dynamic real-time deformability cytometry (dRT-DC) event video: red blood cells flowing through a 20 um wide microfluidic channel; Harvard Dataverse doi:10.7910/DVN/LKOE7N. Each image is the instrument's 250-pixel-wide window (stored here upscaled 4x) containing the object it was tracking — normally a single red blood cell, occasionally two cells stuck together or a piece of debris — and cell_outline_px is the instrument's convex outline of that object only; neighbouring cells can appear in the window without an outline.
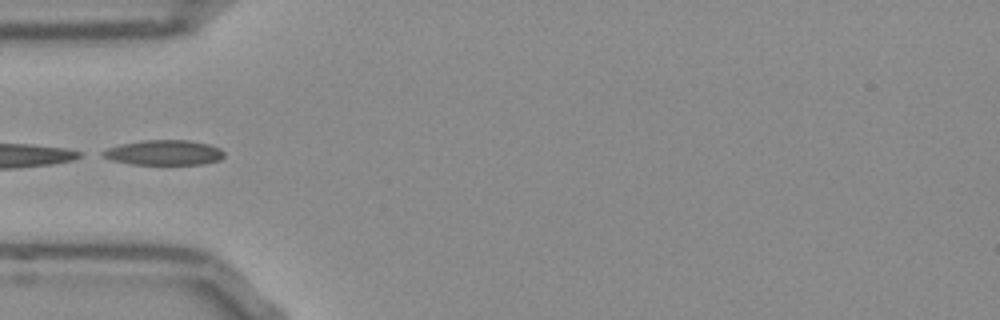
{"species": "Egyptian fruit bat (a non-hibernating species)", "species_latin": "Rousettus aegyptiacus", "temperature_condition": "room temperature", "stored_images_in_passage": 5, "camera_frame_rate_fps": 3000, "um_per_image_px": 0.085, "frame": {"image": 1, "passage_image": 1, "time_ms": 0.0, "image_size_px": [1000, 320], "cell_outline_px": [[224, 156], [220, 160], [200, 164], [132, 164], [112, 160], [100, 156], [100, 152], [108, 148], [120, 144], [144, 140], [188, 140], [208, 144], [220, 148], [224, 152]], "centroid_in_image_um": [13.92, 12.97], "position_along_channel_um": 71.1, "area_um2": 17.69}}